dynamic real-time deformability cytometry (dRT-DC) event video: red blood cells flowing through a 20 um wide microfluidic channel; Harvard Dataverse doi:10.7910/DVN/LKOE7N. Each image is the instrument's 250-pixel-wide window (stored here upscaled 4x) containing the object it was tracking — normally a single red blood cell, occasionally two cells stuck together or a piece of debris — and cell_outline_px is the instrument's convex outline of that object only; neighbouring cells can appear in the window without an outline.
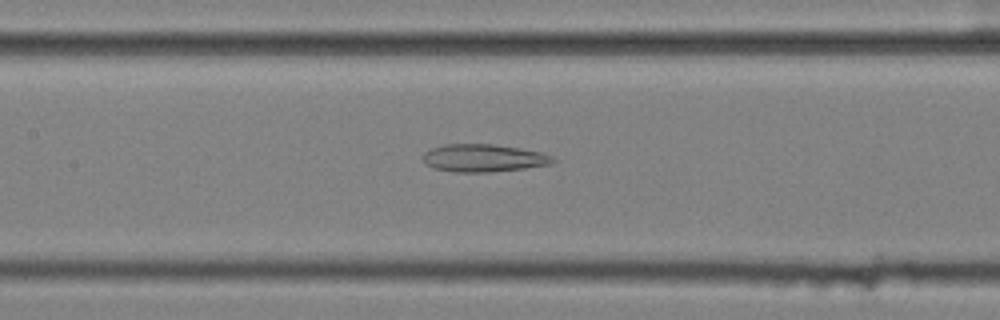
{"species": "common noctule bat (a hibernating species)", "species_latin": "Nyctalus noctula", "temperature_condition": "cold", "stored_images_in_passage": 50, "camera_frame_rate_fps": 3000, "um_per_image_px": 0.085, "animal": {"sex": "female", "body_mass_g": 25.1}, "frame": {"image": 1, "passage_image": 27, "time_ms": 8.667, "image_size_px": [1000, 320], "cell_outline_px": [[556, 160], [548, 164], [524, 168], [488, 172], [452, 172], [432, 168], [420, 156], [424, 152], [432, 148], [444, 144], [492, 144], [520, 148], [540, 152], [552, 156]], "centroid_in_image_um": [41.05, 13.43], "position_along_channel_um": 166.4, "area_um2": 20.87}}
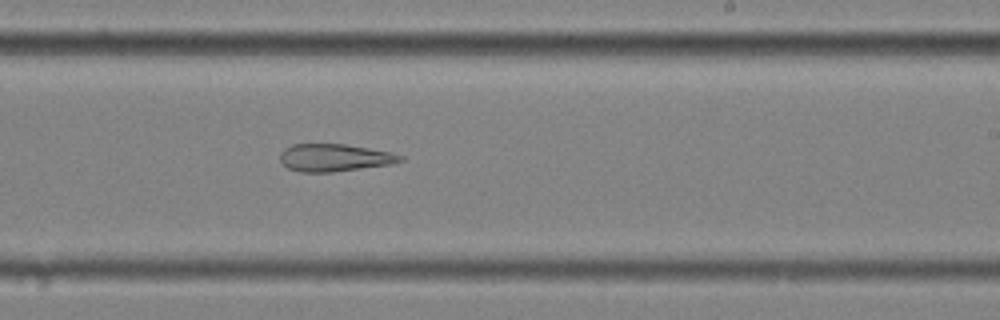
{"frame": {"image": 2, "passage_image": 35, "time_ms": 11.333, "image_size_px": [1000, 320], "cell_outline_px": [[404, 160], [392, 164], [332, 172], [300, 172], [288, 168], [280, 160], [280, 152], [284, 148], [292, 144], [344, 144], [392, 152], [404, 156]], "centroid_in_image_um": [28.43, 13.4], "position_along_channel_um": 260.6, "area_um2": 19.31}}
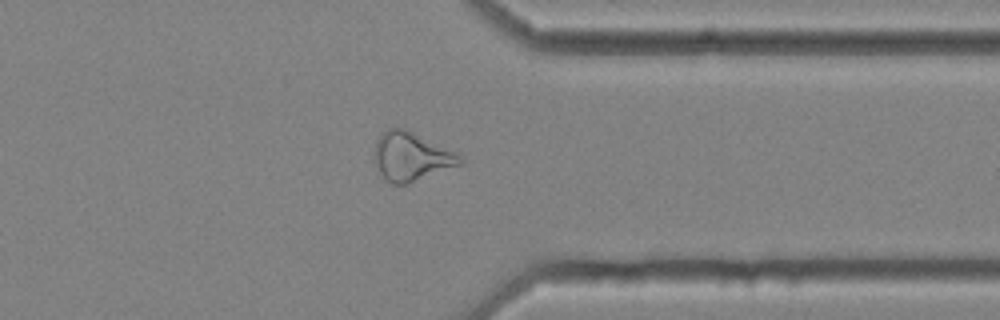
{"frame": {"image": 3, "passage_image": 45, "time_ms": 14.667, "image_size_px": [1000, 320], "cell_outline_px": [[464, 160], [460, 164], [404, 184], [392, 184], [380, 172], [376, 160], [376, 140], [388, 128], [404, 128], [456, 152]], "centroid_in_image_um": [34.97, 13.28], "position_along_channel_um": 376.4, "area_um2": 23.24}}